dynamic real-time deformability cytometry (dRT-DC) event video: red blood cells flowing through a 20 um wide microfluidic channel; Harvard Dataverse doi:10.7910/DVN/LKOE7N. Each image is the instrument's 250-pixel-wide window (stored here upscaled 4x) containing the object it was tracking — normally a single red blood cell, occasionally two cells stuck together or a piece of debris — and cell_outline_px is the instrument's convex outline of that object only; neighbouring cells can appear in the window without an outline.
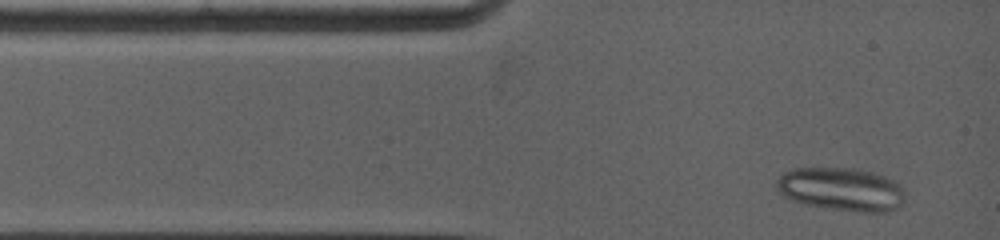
{"species": "common noctule bat (a hibernating species)", "species_latin": "Nyctalus noctula", "temperature_condition": "warm", "stored_images_in_passage": 3, "camera_frame_rate_fps": 5000, "um_per_image_px": 0.085, "animal": {"sex": "female", "body_mass_g": 19.0, "forearm_length_mm": 53.3}, "frame": {"image": 1, "passage_image": 1, "time_ms": 0.0, "image_size_px": [1000, 240], "cell_outline_px": [[904, 204], [888, 212], [860, 212], [832, 208], [808, 204], [792, 200], [784, 196], [776, 188], [776, 180], [784, 172], [792, 168], [852, 168], [872, 172], [884, 176], [900, 184], [904, 188]], "centroid_in_image_um": [71.54, 16.08], "position_along_channel_um": 13.5, "area_um2": 32.37}}